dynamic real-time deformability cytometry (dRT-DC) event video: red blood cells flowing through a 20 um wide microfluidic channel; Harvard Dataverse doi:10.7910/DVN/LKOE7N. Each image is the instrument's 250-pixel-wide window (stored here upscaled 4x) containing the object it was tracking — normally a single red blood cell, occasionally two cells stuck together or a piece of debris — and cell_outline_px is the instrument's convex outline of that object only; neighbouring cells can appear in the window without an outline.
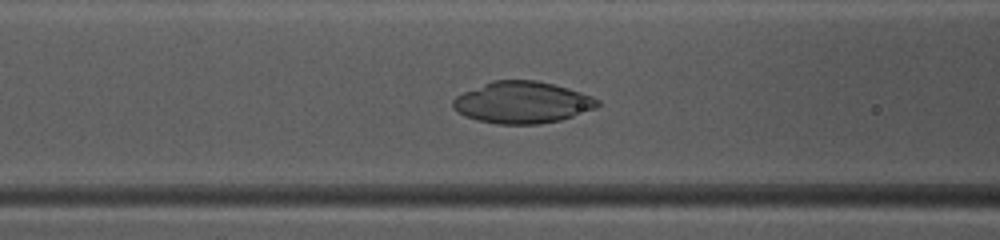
{"species": "common noctule bat (a hibernating species)", "species_latin": "Nyctalus noctula", "temperature_condition": "warm", "stored_images_in_passage": 34, "camera_frame_rate_fps": 3000, "um_per_image_px": 0.085, "animal": {"sex": "female", "body_mass_g": 10.0, "forearm_length_mm": 53.1}, "frame": {"image": 1, "passage_image": 5, "time_ms": 1.333, "image_size_px": [1000, 240], "cell_outline_px": [[600, 104], [596, 108], [560, 120], [540, 124], [496, 124], [464, 116], [452, 108], [452, 100], [456, 96], [464, 92], [492, 80], [536, 80], [552, 84], [580, 92], [592, 96], [600, 100]], "centroid_in_image_um": [44.38, 8.71], "position_along_channel_um": 122.2, "area_um2": 35.03}}
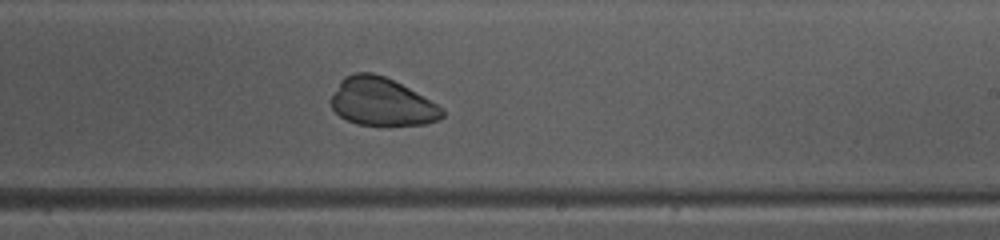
{"frame": {"image": 2, "passage_image": 15, "time_ms": 4.667, "image_size_px": [1000, 240], "cell_outline_px": [[444, 116], [440, 120], [424, 124], [388, 128], [356, 124], [340, 116], [332, 108], [328, 100], [340, 80], [344, 76], [356, 72], [372, 72], [384, 76], [408, 88], [444, 108]], "centroid_in_image_um": [32.43, 8.7], "position_along_channel_um": 256.6, "area_um2": 31.85}}
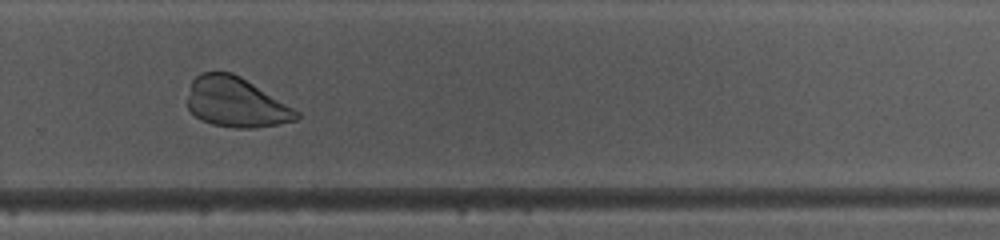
{"frame": {"image": 3, "passage_image": 19, "time_ms": 6.0, "image_size_px": [1000, 240], "cell_outline_px": [[300, 116], [296, 120], [276, 124], [252, 128], [236, 128], [212, 124], [200, 120], [188, 108], [188, 96], [192, 80], [196, 76], [204, 72], [232, 72], [240, 76], [300, 112]], "centroid_in_image_um": [20.04, 8.7], "position_along_channel_um": 309.8, "area_um2": 31.33}}